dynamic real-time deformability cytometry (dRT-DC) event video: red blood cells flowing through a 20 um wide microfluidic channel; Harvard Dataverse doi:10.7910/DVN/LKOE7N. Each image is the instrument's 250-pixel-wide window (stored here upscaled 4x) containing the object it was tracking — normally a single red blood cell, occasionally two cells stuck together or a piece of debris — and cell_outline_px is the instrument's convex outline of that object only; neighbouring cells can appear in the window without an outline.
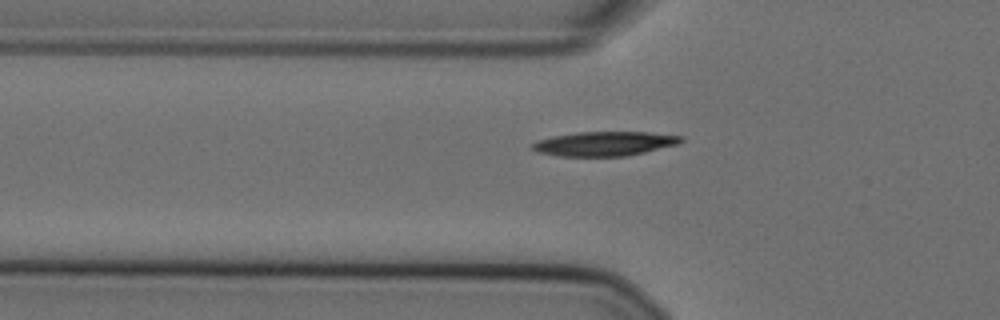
{"species": "Egyptian fruit bat (a non-hibernating species)", "species_latin": "Rousettus aegyptiacus", "temperature_condition": "cold", "stored_images_in_passage": 40, "camera_frame_rate_fps": 3000, "um_per_image_px": 0.085, "animal": {"sex": "female"}, "frame": {"image": 1, "passage_image": 5, "time_ms": 1.333, "image_size_px": [1000, 320], "cell_outline_px": [[684, 140], [680, 144], [644, 152], [624, 156], [556, 156], [536, 152], [532, 148], [532, 144], [536, 140], [552, 136], [576, 132], [648, 132], [684, 136]], "centroid_in_image_um": [51.38, 12.21], "position_along_channel_um": 74.4, "area_um2": 21.27}}
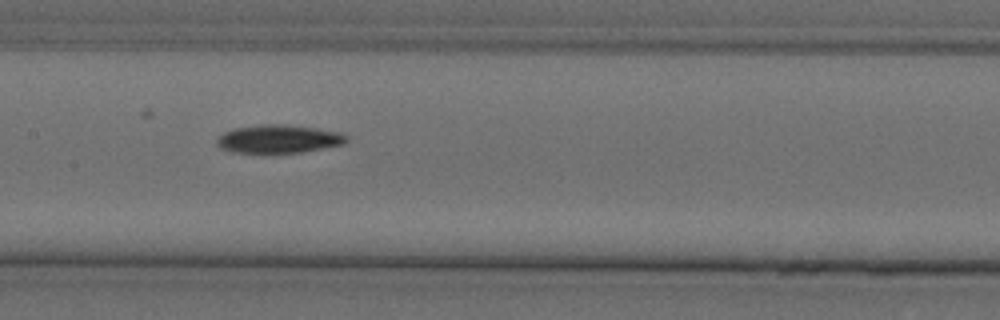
{"frame": {"image": 2, "passage_image": 14, "time_ms": 4.333, "image_size_px": [1000, 320], "cell_outline_px": [[348, 140], [344, 144], [300, 152], [232, 152], [220, 148], [216, 144], [216, 140], [224, 132], [232, 128], [264, 124], [284, 124], [316, 128], [344, 132], [348, 136]], "centroid_in_image_um": [23.7, 11.79], "position_along_channel_um": 183.7, "area_um2": 21.33}}
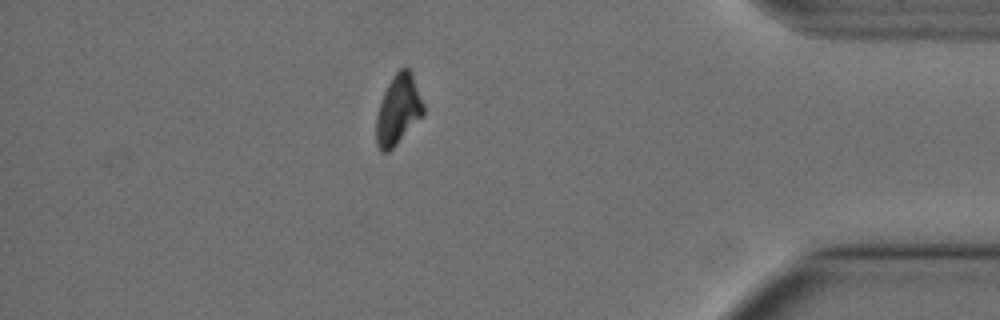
{"frame": {"image": 3, "passage_image": 35, "time_ms": 11.333, "image_size_px": [1000, 320], "cell_outline_px": [[424, 116], [388, 152], [380, 152], [376, 144], [376, 116], [380, 100], [392, 76], [404, 64], [412, 72], [424, 104]], "centroid_in_image_um": [33.85, 9.31], "position_along_channel_um": 401.4, "area_um2": 19.54}}